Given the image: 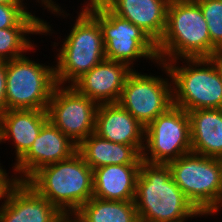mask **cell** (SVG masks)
<instances>
[{
	"instance_id": "9a60e30c",
	"label": "cell",
	"mask_w": 222,
	"mask_h": 222,
	"mask_svg": "<svg viewBox=\"0 0 222 222\" xmlns=\"http://www.w3.org/2000/svg\"><path fill=\"white\" fill-rule=\"evenodd\" d=\"M94 133L114 143L132 145L142 154L145 127L118 103L98 105Z\"/></svg>"
},
{
	"instance_id": "7c38bea8",
	"label": "cell",
	"mask_w": 222,
	"mask_h": 222,
	"mask_svg": "<svg viewBox=\"0 0 222 222\" xmlns=\"http://www.w3.org/2000/svg\"><path fill=\"white\" fill-rule=\"evenodd\" d=\"M77 148V144L48 120L29 150L11 164L13 174L17 181L26 182L40 168L70 158Z\"/></svg>"
},
{
	"instance_id": "603a6c76",
	"label": "cell",
	"mask_w": 222,
	"mask_h": 222,
	"mask_svg": "<svg viewBox=\"0 0 222 222\" xmlns=\"http://www.w3.org/2000/svg\"><path fill=\"white\" fill-rule=\"evenodd\" d=\"M29 4H0V29L10 27H43V18L28 10Z\"/></svg>"
},
{
	"instance_id": "5b68a950",
	"label": "cell",
	"mask_w": 222,
	"mask_h": 222,
	"mask_svg": "<svg viewBox=\"0 0 222 222\" xmlns=\"http://www.w3.org/2000/svg\"><path fill=\"white\" fill-rule=\"evenodd\" d=\"M165 64L172 80L173 105L185 111L222 109V61L217 57Z\"/></svg>"
},
{
	"instance_id": "30bf717a",
	"label": "cell",
	"mask_w": 222,
	"mask_h": 222,
	"mask_svg": "<svg viewBox=\"0 0 222 222\" xmlns=\"http://www.w3.org/2000/svg\"><path fill=\"white\" fill-rule=\"evenodd\" d=\"M190 152V119L183 108L173 105L145 127L144 162L168 164Z\"/></svg>"
},
{
	"instance_id": "d6986e66",
	"label": "cell",
	"mask_w": 222,
	"mask_h": 222,
	"mask_svg": "<svg viewBox=\"0 0 222 222\" xmlns=\"http://www.w3.org/2000/svg\"><path fill=\"white\" fill-rule=\"evenodd\" d=\"M187 112L190 119L191 151L222 159V109Z\"/></svg>"
},
{
	"instance_id": "8992f818",
	"label": "cell",
	"mask_w": 222,
	"mask_h": 222,
	"mask_svg": "<svg viewBox=\"0 0 222 222\" xmlns=\"http://www.w3.org/2000/svg\"><path fill=\"white\" fill-rule=\"evenodd\" d=\"M83 1V8L101 28L106 59L125 63L132 70L136 69V64L141 62L138 60L142 58L157 66L156 43L144 31L129 20L114 14L101 0Z\"/></svg>"
},
{
	"instance_id": "484cf974",
	"label": "cell",
	"mask_w": 222,
	"mask_h": 222,
	"mask_svg": "<svg viewBox=\"0 0 222 222\" xmlns=\"http://www.w3.org/2000/svg\"><path fill=\"white\" fill-rule=\"evenodd\" d=\"M1 162V161H0ZM0 163V201L4 200L10 188L17 182L15 176L8 173L4 166ZM8 174H11L10 176Z\"/></svg>"
},
{
	"instance_id": "4fadbf2b",
	"label": "cell",
	"mask_w": 222,
	"mask_h": 222,
	"mask_svg": "<svg viewBox=\"0 0 222 222\" xmlns=\"http://www.w3.org/2000/svg\"><path fill=\"white\" fill-rule=\"evenodd\" d=\"M66 219L26 182L17 181L0 202V222H65Z\"/></svg>"
},
{
	"instance_id": "7a4b0ae2",
	"label": "cell",
	"mask_w": 222,
	"mask_h": 222,
	"mask_svg": "<svg viewBox=\"0 0 222 222\" xmlns=\"http://www.w3.org/2000/svg\"><path fill=\"white\" fill-rule=\"evenodd\" d=\"M158 62L177 59L216 58L219 49L211 42L207 22L194 0H170L166 27L156 44Z\"/></svg>"
},
{
	"instance_id": "f1b7e54d",
	"label": "cell",
	"mask_w": 222,
	"mask_h": 222,
	"mask_svg": "<svg viewBox=\"0 0 222 222\" xmlns=\"http://www.w3.org/2000/svg\"><path fill=\"white\" fill-rule=\"evenodd\" d=\"M217 58L222 61V49L219 51Z\"/></svg>"
},
{
	"instance_id": "ffe728a7",
	"label": "cell",
	"mask_w": 222,
	"mask_h": 222,
	"mask_svg": "<svg viewBox=\"0 0 222 222\" xmlns=\"http://www.w3.org/2000/svg\"><path fill=\"white\" fill-rule=\"evenodd\" d=\"M77 151L92 169L142 162V154L134 146L108 141L94 132L78 145Z\"/></svg>"
},
{
	"instance_id": "83f0119b",
	"label": "cell",
	"mask_w": 222,
	"mask_h": 222,
	"mask_svg": "<svg viewBox=\"0 0 222 222\" xmlns=\"http://www.w3.org/2000/svg\"><path fill=\"white\" fill-rule=\"evenodd\" d=\"M222 196H221V198H220V201H219V204H218V206L209 214V216L211 217V216H213L214 217V215H218L221 211H222Z\"/></svg>"
},
{
	"instance_id": "5bb4252c",
	"label": "cell",
	"mask_w": 222,
	"mask_h": 222,
	"mask_svg": "<svg viewBox=\"0 0 222 222\" xmlns=\"http://www.w3.org/2000/svg\"><path fill=\"white\" fill-rule=\"evenodd\" d=\"M132 71L125 63L104 59L72 86L98 105L117 103L126 78Z\"/></svg>"
},
{
	"instance_id": "d4e9b609",
	"label": "cell",
	"mask_w": 222,
	"mask_h": 222,
	"mask_svg": "<svg viewBox=\"0 0 222 222\" xmlns=\"http://www.w3.org/2000/svg\"><path fill=\"white\" fill-rule=\"evenodd\" d=\"M27 0H0V4H27L24 3ZM55 0H33V2L39 3L41 4V6H43L44 8H42V10L46 9L47 11L51 12V14L54 16H58V17H62L66 18V17H70L72 19V17L70 16L69 13H67V11L65 9H62L61 6L58 5V3H56Z\"/></svg>"
},
{
	"instance_id": "cb8c5ba5",
	"label": "cell",
	"mask_w": 222,
	"mask_h": 222,
	"mask_svg": "<svg viewBox=\"0 0 222 222\" xmlns=\"http://www.w3.org/2000/svg\"><path fill=\"white\" fill-rule=\"evenodd\" d=\"M207 22L211 42L222 49V0H194Z\"/></svg>"
},
{
	"instance_id": "7402d4cb",
	"label": "cell",
	"mask_w": 222,
	"mask_h": 222,
	"mask_svg": "<svg viewBox=\"0 0 222 222\" xmlns=\"http://www.w3.org/2000/svg\"><path fill=\"white\" fill-rule=\"evenodd\" d=\"M45 19L43 27H10L0 29V61H8L24 56L34 51L37 44H34L30 36L48 34L52 37L55 30ZM30 34V35H29ZM32 34V35H31ZM33 42V43H32ZM35 46V47H34Z\"/></svg>"
},
{
	"instance_id": "52a82bcc",
	"label": "cell",
	"mask_w": 222,
	"mask_h": 222,
	"mask_svg": "<svg viewBox=\"0 0 222 222\" xmlns=\"http://www.w3.org/2000/svg\"><path fill=\"white\" fill-rule=\"evenodd\" d=\"M168 166L186 198L208 217L222 196V159L190 152Z\"/></svg>"
},
{
	"instance_id": "277c9868",
	"label": "cell",
	"mask_w": 222,
	"mask_h": 222,
	"mask_svg": "<svg viewBox=\"0 0 222 222\" xmlns=\"http://www.w3.org/2000/svg\"><path fill=\"white\" fill-rule=\"evenodd\" d=\"M79 12V13H78ZM71 20V29L62 44L52 42L57 51L53 63L58 85L72 86L79 78L106 59L105 46L99 23L81 6ZM73 21V22H72ZM72 22V23H71ZM56 47V48H55Z\"/></svg>"
},
{
	"instance_id": "ac0fdd59",
	"label": "cell",
	"mask_w": 222,
	"mask_h": 222,
	"mask_svg": "<svg viewBox=\"0 0 222 222\" xmlns=\"http://www.w3.org/2000/svg\"><path fill=\"white\" fill-rule=\"evenodd\" d=\"M141 164L107 165L93 169V197L134 201Z\"/></svg>"
},
{
	"instance_id": "e0dca14e",
	"label": "cell",
	"mask_w": 222,
	"mask_h": 222,
	"mask_svg": "<svg viewBox=\"0 0 222 222\" xmlns=\"http://www.w3.org/2000/svg\"><path fill=\"white\" fill-rule=\"evenodd\" d=\"M114 14L129 20L156 44L164 34L170 0H101Z\"/></svg>"
},
{
	"instance_id": "ba28073f",
	"label": "cell",
	"mask_w": 222,
	"mask_h": 222,
	"mask_svg": "<svg viewBox=\"0 0 222 222\" xmlns=\"http://www.w3.org/2000/svg\"><path fill=\"white\" fill-rule=\"evenodd\" d=\"M39 63L26 54L6 61L7 110H47L57 85L54 64Z\"/></svg>"
},
{
	"instance_id": "3957f363",
	"label": "cell",
	"mask_w": 222,
	"mask_h": 222,
	"mask_svg": "<svg viewBox=\"0 0 222 222\" xmlns=\"http://www.w3.org/2000/svg\"><path fill=\"white\" fill-rule=\"evenodd\" d=\"M26 183L68 219L93 197V169L78 151L40 168Z\"/></svg>"
},
{
	"instance_id": "44dd1931",
	"label": "cell",
	"mask_w": 222,
	"mask_h": 222,
	"mask_svg": "<svg viewBox=\"0 0 222 222\" xmlns=\"http://www.w3.org/2000/svg\"><path fill=\"white\" fill-rule=\"evenodd\" d=\"M72 222H140L134 201L92 197L70 218Z\"/></svg>"
},
{
	"instance_id": "2e32d148",
	"label": "cell",
	"mask_w": 222,
	"mask_h": 222,
	"mask_svg": "<svg viewBox=\"0 0 222 222\" xmlns=\"http://www.w3.org/2000/svg\"><path fill=\"white\" fill-rule=\"evenodd\" d=\"M48 120L47 110L12 109L0 116V145L11 141L14 163L29 150Z\"/></svg>"
},
{
	"instance_id": "9c48e42d",
	"label": "cell",
	"mask_w": 222,
	"mask_h": 222,
	"mask_svg": "<svg viewBox=\"0 0 222 222\" xmlns=\"http://www.w3.org/2000/svg\"><path fill=\"white\" fill-rule=\"evenodd\" d=\"M157 65L166 74L165 78L164 74L148 75L133 70L126 78L117 102L144 127L173 106L171 75L165 63L158 62Z\"/></svg>"
},
{
	"instance_id": "4316f807",
	"label": "cell",
	"mask_w": 222,
	"mask_h": 222,
	"mask_svg": "<svg viewBox=\"0 0 222 222\" xmlns=\"http://www.w3.org/2000/svg\"><path fill=\"white\" fill-rule=\"evenodd\" d=\"M6 110V62L0 61V116Z\"/></svg>"
},
{
	"instance_id": "4dcf8cb0",
	"label": "cell",
	"mask_w": 222,
	"mask_h": 222,
	"mask_svg": "<svg viewBox=\"0 0 222 222\" xmlns=\"http://www.w3.org/2000/svg\"><path fill=\"white\" fill-rule=\"evenodd\" d=\"M65 222H72L70 219H66Z\"/></svg>"
},
{
	"instance_id": "f546056e",
	"label": "cell",
	"mask_w": 222,
	"mask_h": 222,
	"mask_svg": "<svg viewBox=\"0 0 222 222\" xmlns=\"http://www.w3.org/2000/svg\"><path fill=\"white\" fill-rule=\"evenodd\" d=\"M167 222H188V220H185V221H167Z\"/></svg>"
},
{
	"instance_id": "8fae6325",
	"label": "cell",
	"mask_w": 222,
	"mask_h": 222,
	"mask_svg": "<svg viewBox=\"0 0 222 222\" xmlns=\"http://www.w3.org/2000/svg\"><path fill=\"white\" fill-rule=\"evenodd\" d=\"M98 104L80 94L73 86L56 85L48 108V119L79 145L95 130Z\"/></svg>"
},
{
	"instance_id": "6da1fadb",
	"label": "cell",
	"mask_w": 222,
	"mask_h": 222,
	"mask_svg": "<svg viewBox=\"0 0 222 222\" xmlns=\"http://www.w3.org/2000/svg\"><path fill=\"white\" fill-rule=\"evenodd\" d=\"M134 204L140 222L185 221L207 217L186 198L173 180L168 164L142 160Z\"/></svg>"
}]
</instances>
